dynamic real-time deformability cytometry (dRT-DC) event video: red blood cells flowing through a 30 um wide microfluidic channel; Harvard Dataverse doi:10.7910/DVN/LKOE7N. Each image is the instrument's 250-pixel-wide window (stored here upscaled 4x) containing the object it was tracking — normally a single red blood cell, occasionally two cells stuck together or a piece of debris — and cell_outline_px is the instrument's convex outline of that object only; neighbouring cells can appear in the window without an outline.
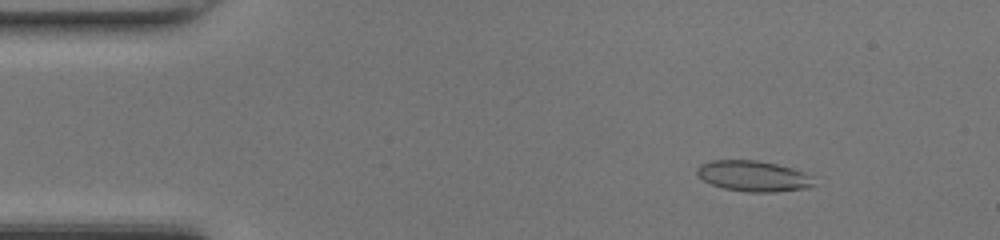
{"species": "common noctule bat (a hibernating species)", "species_latin": "Nyctalus noctula", "temperature_condition": "room temperature", "stored_images_in_passage": 47, "camera_frame_rate_fps": 3000, "um_per_image_px": 0.085, "animal": {"sex": "female", "body_mass_g": 17.0, "forearm_length_mm": 48.0}, "frame": {"image": 1, "passage_image": 6, "time_ms": 1.667, "image_size_px": [1000, 240], "cell_outline_px": [[812, 184], [808, 188], [772, 192], [748, 192], [724, 188], [712, 184], [704, 180], [696, 172], [696, 168], [700, 164], [712, 160], [756, 160], [776, 164], [792, 168], [804, 172], [812, 176]], "centroid_in_image_um": [64.02, 14.96], "position_along_channel_um": 21.0, "area_um2": 20.75}}
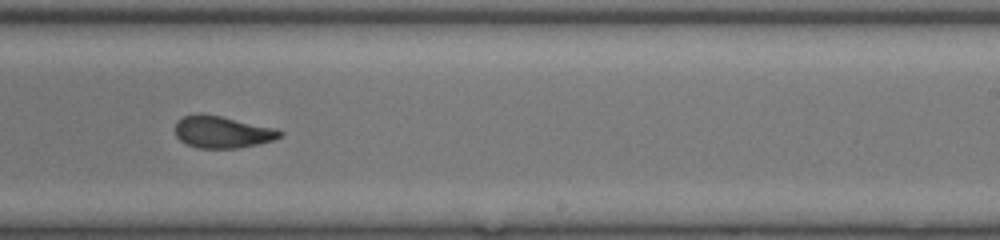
{"frame": {"image": 2, "passage_image": 29, "time_ms": 9.333, "image_size_px": [1000, 240], "cell_outline_px": [[284, 132], [280, 136], [272, 140], [256, 144], [236, 148], [196, 148], [184, 144], [176, 136], [176, 120], [184, 116], [200, 112], [220, 116], [276, 128]], "centroid_in_image_um": [18.84, 11.21], "position_along_channel_um": 270.2, "area_um2": 19.54}}
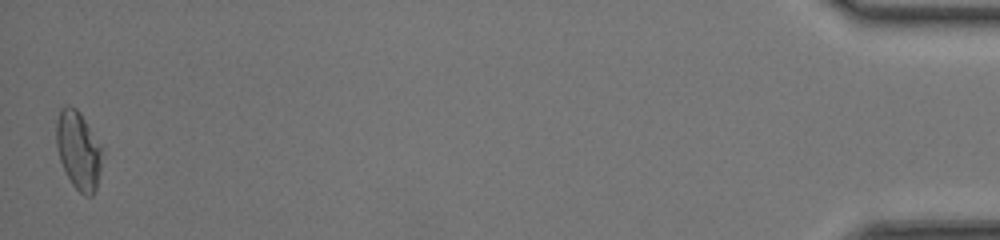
{"frame": {"image": 3, "passage_image": 47, "time_ms": 15.333, "image_size_px": [1000, 240], "cell_outline_px": [[100, 172], [96, 188], [92, 196], [84, 196], [72, 184], [60, 160], [56, 144], [56, 120], [60, 108], [68, 104], [76, 108], [80, 112], [100, 144]], "centroid_in_image_um": [6.63, 12.74], "position_along_channel_um": 428.6, "area_um2": 20.63}, "authors_computed_cell_mechanics": {"area_um2": 20.0566, "velocity_mm_per_s": 4.3514, "shape_relaxation_time_tau1_ms": 6.9383, "shape_relaxation_time_tau2_ms": 1.0951, "deformation_change_tau1": 0.2272, "deformation_change_tau2": 0.0649}}